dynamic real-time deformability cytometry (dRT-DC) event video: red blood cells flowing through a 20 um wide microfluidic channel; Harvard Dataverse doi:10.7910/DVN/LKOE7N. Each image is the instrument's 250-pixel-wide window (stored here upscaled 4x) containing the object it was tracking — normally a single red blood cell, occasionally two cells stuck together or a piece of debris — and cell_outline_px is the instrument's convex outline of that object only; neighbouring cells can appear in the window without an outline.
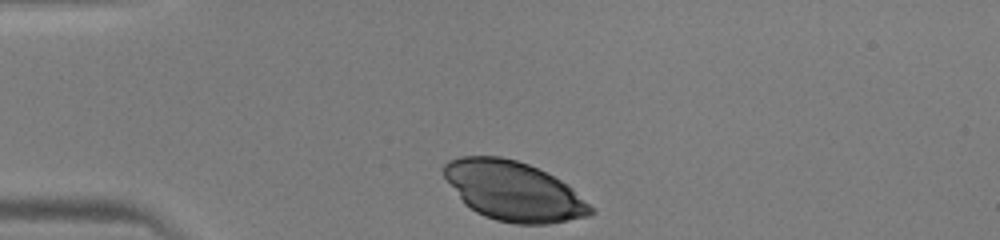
{"species": "human", "species_latin": "Homo sapiens", "temperature_condition": "warm", "stored_images_in_passage": 30, "camera_frame_rate_fps": 3000, "um_per_image_px": 0.085, "donor": {"sex": "male"}, "frame": {"image": 1, "passage_image": 1, "time_ms": 0.0, "image_size_px": [1000, 240], "cell_outline_px": [[596, 212], [588, 216], [548, 224], [516, 224], [496, 220], [484, 216], [476, 212], [464, 204], [444, 176], [444, 164], [448, 160], [460, 156], [500, 156], [516, 160], [528, 164], [560, 180], [572, 188]], "centroid_in_image_um": [43.62, 16.24], "position_along_channel_um": 41.4, "area_um2": 50.4}}
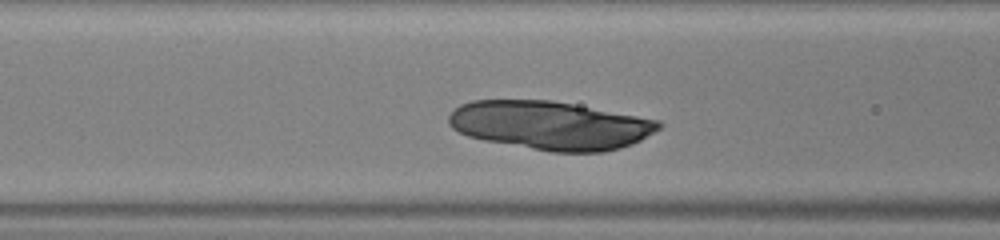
{"frame": {"image": 2, "passage_image": 9, "time_ms": 2.667, "image_size_px": [1000, 240], "cell_outline_px": [[664, 124], [660, 128], [640, 140], [632, 144], [620, 148], [604, 152], [552, 152], [484, 140], [468, 136], [452, 128], [448, 124], [448, 116], [460, 104], [472, 100], [552, 100], [660, 120]], "centroid_in_image_um": [46.78, 10.65], "position_along_channel_um": 119.8, "area_um2": 59.36}}